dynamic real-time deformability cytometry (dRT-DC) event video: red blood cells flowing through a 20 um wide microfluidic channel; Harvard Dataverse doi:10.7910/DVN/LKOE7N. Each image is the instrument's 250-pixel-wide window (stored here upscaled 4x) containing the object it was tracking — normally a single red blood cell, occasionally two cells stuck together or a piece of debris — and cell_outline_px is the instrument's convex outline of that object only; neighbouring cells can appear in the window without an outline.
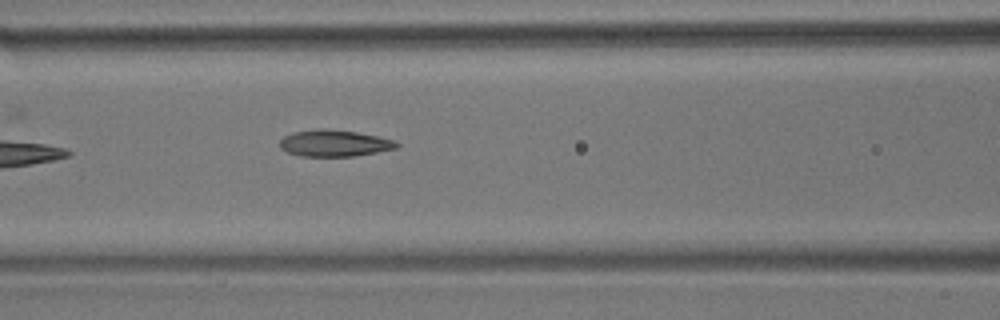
{"species": "common noctule bat (a hibernating species)", "species_latin": "Nyctalus noctula", "temperature_condition": "room temperature", "stored_images_in_passage": 7, "camera_frame_rate_fps": 3000, "um_per_image_px": 0.085, "animal": {"sex": "male", "body_mass_g": 17.9}, "frame": {"image": 1, "passage_image": 7, "time_ms": 8.0, "image_size_px": [1000, 320], "cell_outline_px": [[400, 144], [396, 148], [376, 152], [352, 156], [300, 156], [288, 152], [280, 148], [280, 140], [284, 136], [292, 132], [316, 128], [324, 128], [356, 132], [396, 140]], "centroid_in_image_um": [28.39, 12.16], "position_along_channel_um": 138.2, "area_um2": 18.09}}